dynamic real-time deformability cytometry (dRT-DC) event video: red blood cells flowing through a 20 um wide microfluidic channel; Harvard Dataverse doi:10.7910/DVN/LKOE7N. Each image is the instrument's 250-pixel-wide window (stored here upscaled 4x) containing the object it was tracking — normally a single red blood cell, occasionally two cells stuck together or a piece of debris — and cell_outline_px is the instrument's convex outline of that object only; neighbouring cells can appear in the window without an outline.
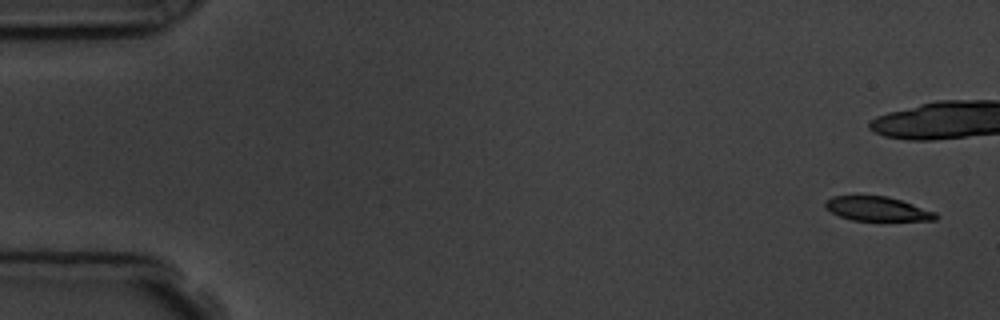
{"species": "common noctule bat (a hibernating species)", "species_latin": "Nyctalus noctula", "temperature_condition": "room temperature", "stored_images_in_passage": 5, "camera_frame_rate_fps": 3000, "um_per_image_px": 0.085, "animal": {"sex": "male", "body_mass_g": 19.5, "forearm_length_mm": 54.6}, "frame": {"image": 1, "passage_image": 1, "time_ms": 0.0, "image_size_px": [1000, 320], "cell_outline_px": [[940, 216], [936, 220], [852, 220], [840, 216], [824, 208], [824, 200], [832, 196], [888, 196], [936, 212]], "centroid_in_image_um": [74.55, 17.74], "position_along_channel_um": 10.5, "area_um2": 15.55}}